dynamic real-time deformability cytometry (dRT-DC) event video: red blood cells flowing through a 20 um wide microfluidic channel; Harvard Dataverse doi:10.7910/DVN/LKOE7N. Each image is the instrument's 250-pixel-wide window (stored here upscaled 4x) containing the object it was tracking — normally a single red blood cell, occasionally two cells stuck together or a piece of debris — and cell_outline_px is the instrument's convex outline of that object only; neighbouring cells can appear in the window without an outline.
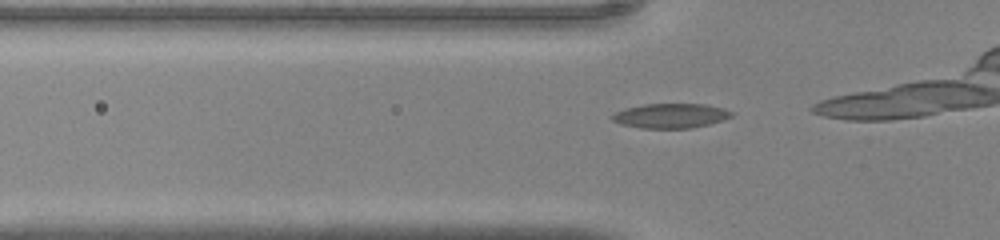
{"species": "common noctule bat (a hibernating species)", "species_latin": "Nyctalus noctula", "temperature_condition": "warm", "stored_images_in_passage": 7, "camera_frame_rate_fps": 3000, "um_per_image_px": 0.085, "animal": {"sex": "male", "body_mass_g": 20.0, "forearm_length_mm": 53.3}, "frame": {"image": 1, "passage_image": 3, "time_ms": 0.667, "image_size_px": [1000, 240], "cell_outline_px": [[736, 112], [732, 116], [724, 120], [692, 128], [640, 128], [620, 124], [612, 120], [608, 116], [624, 108], [644, 104], [704, 104], [724, 108]], "centroid_in_image_um": [57.0, 9.84], "position_along_channel_um": 68.8, "area_um2": 17.34}}
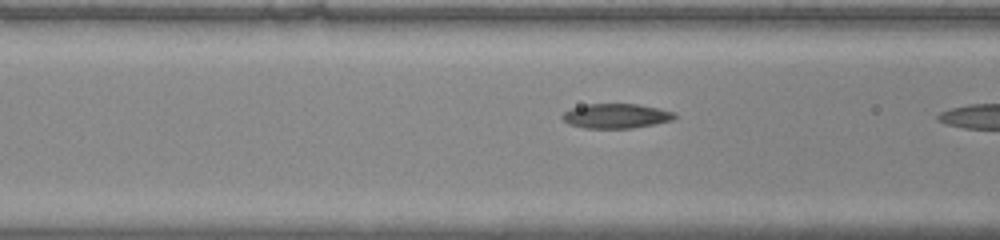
{"frame": {"image": 2, "passage_image": 6, "time_ms": 1.667, "image_size_px": [1000, 240], "cell_outline_px": [[676, 116], [672, 120], [656, 124], [632, 128], [584, 128], [568, 124], [560, 116], [564, 112], [572, 108], [588, 104], [636, 104], [660, 108], [676, 112]], "centroid_in_image_um": [52.39, 9.86], "position_along_channel_um": 114.2, "area_um2": 16.18}}